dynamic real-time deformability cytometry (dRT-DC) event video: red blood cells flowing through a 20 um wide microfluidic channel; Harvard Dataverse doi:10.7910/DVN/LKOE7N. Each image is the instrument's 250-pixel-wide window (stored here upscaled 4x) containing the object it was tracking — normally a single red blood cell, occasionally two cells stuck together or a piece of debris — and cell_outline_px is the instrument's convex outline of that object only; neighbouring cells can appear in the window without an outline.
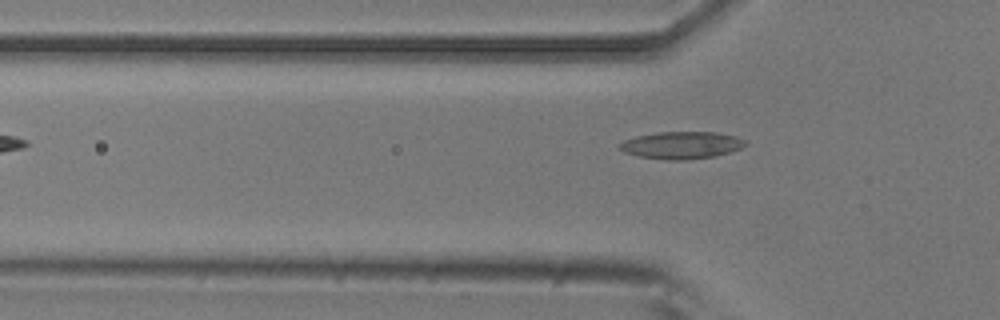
{"species": "common noctule bat (a hibernating species)", "species_latin": "Nyctalus noctula", "temperature_condition": "room temperature", "stored_images_in_passage": 2, "camera_frame_rate_fps": 3000, "um_per_image_px": 0.085, "animal": {"sex": "male", "body_mass_g": 20.5, "forearm_length_mm": 52.5}, "frame": {"image": 1, "passage_image": 2, "time_ms": 0.333, "image_size_px": [1000, 320], "cell_outline_px": [[748, 144], [732, 152], [716, 156], [684, 160], [668, 160], [640, 156], [624, 152], [616, 144], [624, 140], [636, 136], [660, 132], [716, 132], [736, 136], [744, 140]], "centroid_in_image_um": [57.94, 12.34], "position_along_channel_um": 67.9, "area_um2": 20.0}}